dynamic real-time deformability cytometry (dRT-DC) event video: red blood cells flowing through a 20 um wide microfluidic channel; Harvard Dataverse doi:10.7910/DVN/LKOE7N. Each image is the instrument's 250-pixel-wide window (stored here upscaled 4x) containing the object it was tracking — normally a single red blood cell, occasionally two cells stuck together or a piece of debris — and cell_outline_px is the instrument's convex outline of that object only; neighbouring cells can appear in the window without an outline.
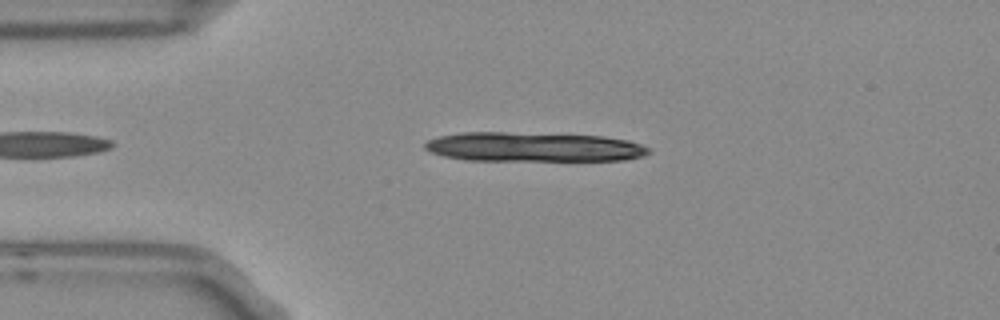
{"species": "Egyptian fruit bat (a non-hibernating species)", "species_latin": "Rousettus aegyptiacus", "temperature_condition": "room temperature", "stored_images_in_passage": 51, "segment_of_instrument_passage": [1, 2], "camera_frame_rate_fps": 3000, "um_per_image_px": 0.085, "frame": {"image": 1, "passage_image": 9, "time_ms": 2.667, "image_size_px": [1000, 320], "cell_outline_px": [[652, 152], [644, 156], [624, 160], [464, 160], [444, 156], [432, 152], [424, 148], [424, 144], [428, 140], [440, 136], [460, 132], [504, 132], [604, 136], [628, 140], [640, 144], [648, 148]], "centroid_in_image_um": [45.35, 12.49], "position_along_channel_um": 39.6, "area_um2": 38.32}}